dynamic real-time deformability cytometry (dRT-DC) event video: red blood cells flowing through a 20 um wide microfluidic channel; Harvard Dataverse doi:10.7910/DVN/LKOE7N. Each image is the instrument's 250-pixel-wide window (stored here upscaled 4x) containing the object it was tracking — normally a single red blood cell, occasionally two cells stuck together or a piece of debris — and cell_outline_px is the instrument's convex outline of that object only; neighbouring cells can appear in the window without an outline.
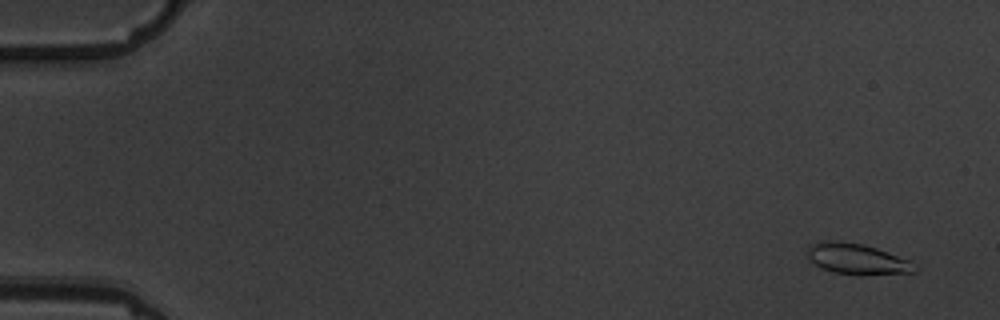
{"species": "common noctule bat (a hibernating species)", "species_latin": "Nyctalus noctula", "temperature_condition": "warm", "stored_images_in_passage": 15, "camera_frame_rate_fps": 3000, "um_per_image_px": 0.085, "animal": {"sex": "male", "body_mass_g": 19.5, "forearm_length_mm": 54.6}, "frame": {"image": 1, "passage_image": 1, "time_ms": 0.0, "image_size_px": [1000, 320], "cell_outline_px": [[916, 272], [864, 276], [860, 276], [836, 272], [820, 268], [808, 256], [808, 248], [812, 244], [824, 240], [832, 240], [860, 244], [876, 248], [908, 260], [916, 268]], "centroid_in_image_um": [72.84, 22.03], "position_along_channel_um": 12.2, "area_um2": 19.02}}
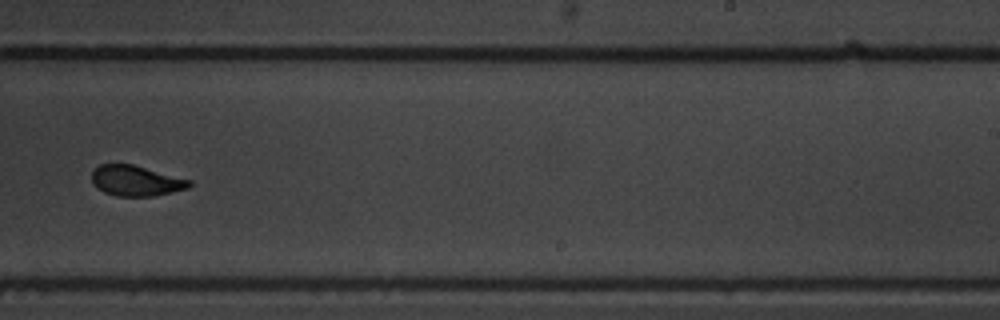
{"frame": {"image": 2, "passage_image": 10, "time_ms": 11.333, "image_size_px": [1000, 320], "cell_outline_px": [[192, 184], [188, 188], [172, 192], [152, 196], [116, 196], [104, 192], [96, 188], [92, 184], [92, 168], [100, 164], [132, 164], [192, 180]], "centroid_in_image_um": [11.53, 15.36], "position_along_channel_um": 277.5, "area_um2": 17.46}}
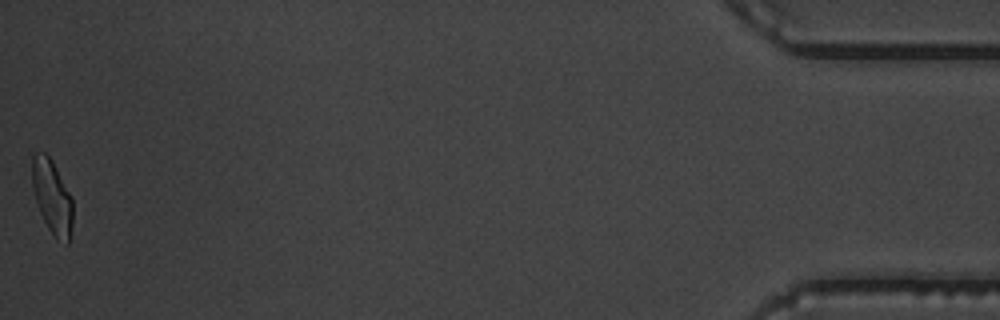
{"frame": {"image": 3, "passage_image": 15, "time_ms": 18.0, "image_size_px": [1000, 320], "cell_outline_px": [[72, 224], [68, 244], [56, 240], [48, 228], [36, 204], [32, 188], [28, 152], [44, 152], [52, 160], [72, 196]], "centroid_in_image_um": [4.37, 16.64], "position_along_channel_um": 430.8, "area_um2": 18.26}, "authors_computed_cell_mechanics": {"area_um2": 18.1492, "velocity_mm_per_s": 3.6338, "shape_relaxation_time_tau1_ms": 3.2473, "shape_relaxation_time_tau2_ms": 3.2299, "deformation_change_tau1": 0.1253, "deformation_change_tau2": 0.0529}}